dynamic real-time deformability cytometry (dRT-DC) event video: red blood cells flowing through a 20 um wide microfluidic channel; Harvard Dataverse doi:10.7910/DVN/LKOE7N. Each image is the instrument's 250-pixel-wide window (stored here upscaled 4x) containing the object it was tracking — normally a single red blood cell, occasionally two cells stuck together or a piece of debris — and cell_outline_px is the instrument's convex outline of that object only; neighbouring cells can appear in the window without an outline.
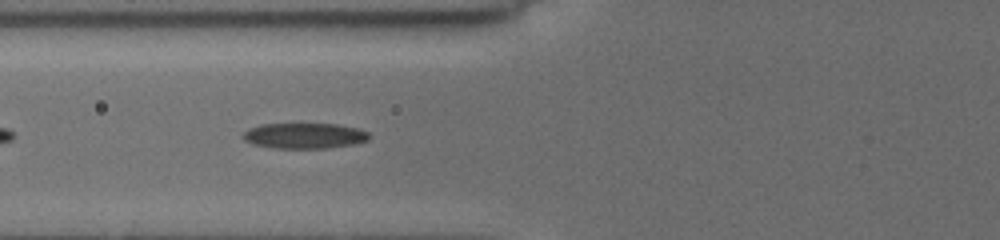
{"species": "common noctule bat (a hibernating species)", "species_latin": "Nyctalus noctula", "temperature_condition": "cold", "stored_images_in_passage": 6, "camera_frame_rate_fps": 3000, "um_per_image_px": 0.085, "animal": {"sex": "female", "body_mass_g": 19.5, "forearm_length_mm": 54.1}, "frame": {"image": 1, "passage_image": 6, "time_ms": 1.333, "image_size_px": [1000, 240], "cell_outline_px": [[368, 140], [356, 144], [328, 148], [272, 148], [252, 144], [244, 140], [244, 132], [248, 128], [260, 124], [336, 124], [356, 128], [368, 132]], "centroid_in_image_um": [25.86, 11.54], "position_along_channel_um": 99.9, "area_um2": 18.79}}